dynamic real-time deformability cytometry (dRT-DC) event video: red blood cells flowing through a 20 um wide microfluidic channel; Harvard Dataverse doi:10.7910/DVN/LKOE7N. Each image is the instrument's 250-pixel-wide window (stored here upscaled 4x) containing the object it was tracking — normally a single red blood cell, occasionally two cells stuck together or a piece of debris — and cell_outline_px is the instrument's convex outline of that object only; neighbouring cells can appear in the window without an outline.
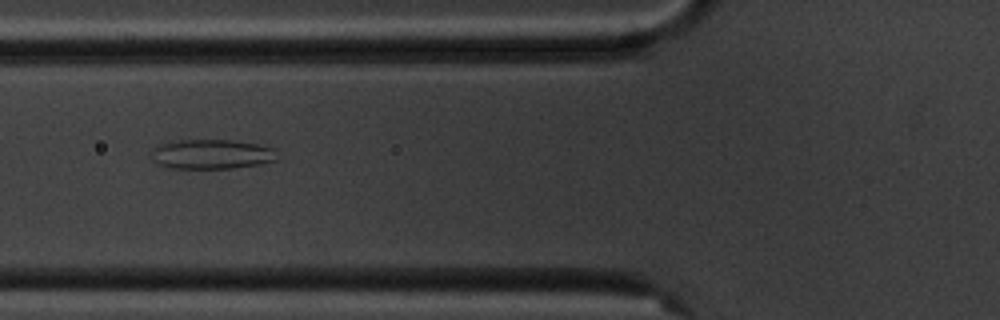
{"species": "common noctule bat (a hibernating species)", "species_latin": "Nyctalus noctula", "temperature_condition": "cold", "stored_images_in_passage": 8, "camera_frame_rate_fps": 3000, "um_per_image_px": 0.085, "animal": {"sex": "male", "body_mass_g": 20.1, "forearm_length_mm": 53.5}, "frame": {"image": 1, "passage_image": 4, "time_ms": 3.333, "image_size_px": [1000, 320], "cell_outline_px": [[276, 160], [260, 164], [232, 168], [168, 168], [152, 160], [152, 148], [156, 144], [180, 140], [236, 140], [256, 144], [272, 148]], "centroid_in_image_um": [17.92, 13.1], "position_along_channel_um": 107.9, "area_um2": 21.62}}